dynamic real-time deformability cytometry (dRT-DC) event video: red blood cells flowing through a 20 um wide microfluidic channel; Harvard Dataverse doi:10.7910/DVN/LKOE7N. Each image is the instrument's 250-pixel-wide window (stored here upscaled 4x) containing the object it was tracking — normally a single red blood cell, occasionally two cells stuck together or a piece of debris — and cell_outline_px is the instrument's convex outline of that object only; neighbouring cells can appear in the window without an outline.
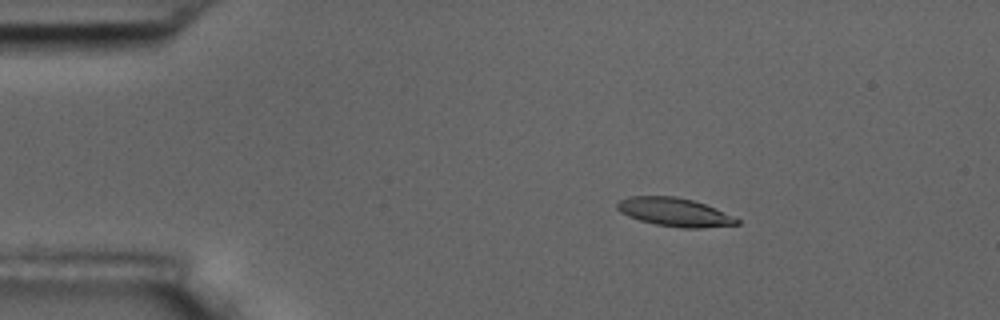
{"species": "common noctule bat (a hibernating species)", "species_latin": "Nyctalus noctula", "temperature_condition": "room temperature", "stored_images_in_passage": 5, "camera_frame_rate_fps": 3000, "um_per_image_px": 0.085, "animal": {"sex": "male", "body_mass_g": 17.5, "forearm_length_mm": 52.3}, "frame": {"image": 1, "passage_image": 3, "time_ms": 2.667, "image_size_px": [1000, 320], "cell_outline_px": [[740, 224], [700, 228], [680, 228], [656, 224], [640, 220], [628, 216], [620, 212], [616, 208], [616, 204], [620, 200], [628, 196], [676, 196], [692, 200], [704, 204], [740, 220]], "centroid_in_image_um": [57.28, 18.03], "position_along_channel_um": 27.7, "area_um2": 19.65}}